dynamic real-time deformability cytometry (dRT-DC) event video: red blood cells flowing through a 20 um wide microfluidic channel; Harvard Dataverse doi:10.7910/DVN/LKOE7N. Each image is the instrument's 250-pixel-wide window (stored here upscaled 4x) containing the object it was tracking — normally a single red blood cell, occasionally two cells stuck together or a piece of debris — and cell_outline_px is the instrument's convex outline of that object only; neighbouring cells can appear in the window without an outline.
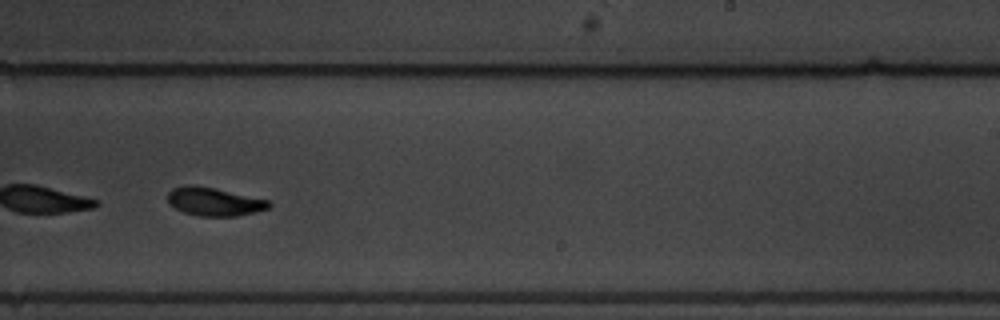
{"species": "common noctule bat (a hibernating species)", "species_latin": "Nyctalus noctula", "temperature_condition": "warm", "stored_images_in_passage": 53, "camera_frame_rate_fps": 3000, "um_per_image_px": 0.085, "animal": {"sex": "male", "body_mass_g": 19.5, "forearm_length_mm": 54.6}, "frame": {"image": 1, "passage_image": 31, "time_ms": 10.0, "image_size_px": [1000, 320], "cell_outline_px": [[272, 204], [268, 208], [236, 216], [200, 216], [184, 212], [176, 208], [168, 200], [168, 192], [172, 188], [184, 184], [192, 184], [216, 188], [268, 200]], "centroid_in_image_um": [18.18, 17.11], "position_along_channel_um": 270.8, "area_um2": 16.59}, "authors_computed_cell_mechanics": {"area_um2": 16.7042, "velocity_mm_per_s": 3.3808, "shape_relaxation_time_tau1_ms": 3.2794, "shape_relaxation_time_tau2_ms": 4.1112, "deformation_change_tau1": 0.1789, "deformation_change_tau2": 0.0842}}